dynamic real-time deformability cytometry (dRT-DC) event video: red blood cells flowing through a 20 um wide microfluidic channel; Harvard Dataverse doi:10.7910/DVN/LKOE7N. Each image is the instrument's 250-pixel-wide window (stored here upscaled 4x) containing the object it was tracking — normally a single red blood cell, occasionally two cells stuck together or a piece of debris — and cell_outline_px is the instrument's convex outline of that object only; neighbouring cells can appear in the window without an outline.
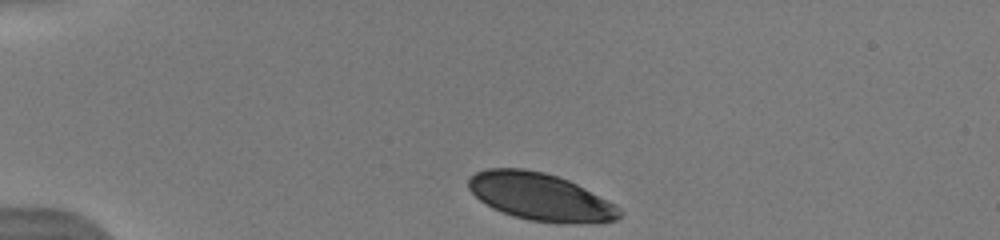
{"species": "human", "species_latin": "Homo sapiens", "temperature_condition": "warm", "stored_images_in_passage": 44, "camera_frame_rate_fps": 3000, "um_per_image_px": 0.085, "donor": {"sex": "male"}, "frame": {"image": 1, "passage_image": 1, "time_ms": 0.0, "image_size_px": [1000, 240], "cell_outline_px": [[624, 212], [616, 220], [576, 224], [568, 224], [528, 220], [492, 208], [480, 200], [468, 188], [468, 180], [476, 172], [488, 168], [524, 168], [544, 172], [568, 180], [616, 204]], "centroid_in_image_um": [45.95, 16.73], "position_along_channel_um": 39.0, "area_um2": 41.62}}
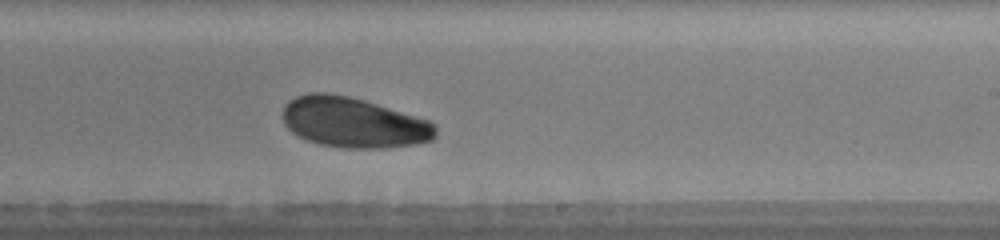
{"frame": {"image": 2, "passage_image": 23, "time_ms": 7.0, "image_size_px": [1000, 240], "cell_outline_px": [[436, 136], [432, 140], [416, 144], [388, 148], [344, 148], [320, 144], [308, 140], [292, 132], [284, 124], [284, 104], [288, 100], [296, 96], [308, 92], [328, 92], [348, 96], [364, 100], [416, 116], [428, 120], [436, 124]], "centroid_in_image_um": [30.05, 10.41], "position_along_channel_um": 258.9, "area_um2": 44.91}}
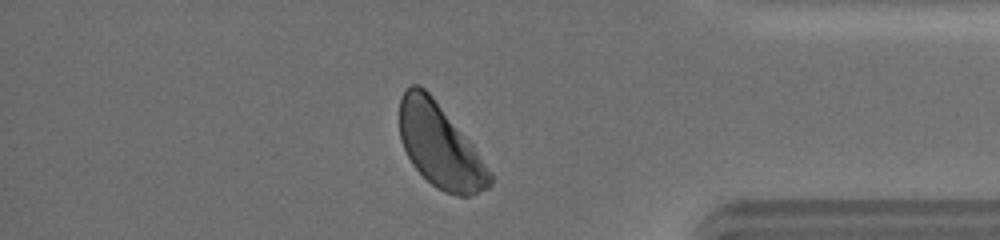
{"frame": {"image": 3, "passage_image": 36, "time_ms": 11.0, "image_size_px": [1000, 240], "cell_outline_px": [[492, 184], [488, 188], [468, 196], [460, 196], [444, 192], [436, 188], [412, 164], [400, 140], [400, 96], [412, 84], [420, 84], [432, 96], [472, 144], [492, 172]], "centroid_in_image_um": [37.4, 12.41], "position_along_channel_um": 397.8, "area_um2": 43.58}, "authors_computed_cell_mechanics": {"area_um2": 44.6216, "velocity_mm_per_s": 3.921, "shape_relaxation_time_tau1_ms": 2.8535, "shape_relaxation_time_tau2_ms": null, "deformation_change_tau1": 0.0862, "deformation_change_tau2": null}}